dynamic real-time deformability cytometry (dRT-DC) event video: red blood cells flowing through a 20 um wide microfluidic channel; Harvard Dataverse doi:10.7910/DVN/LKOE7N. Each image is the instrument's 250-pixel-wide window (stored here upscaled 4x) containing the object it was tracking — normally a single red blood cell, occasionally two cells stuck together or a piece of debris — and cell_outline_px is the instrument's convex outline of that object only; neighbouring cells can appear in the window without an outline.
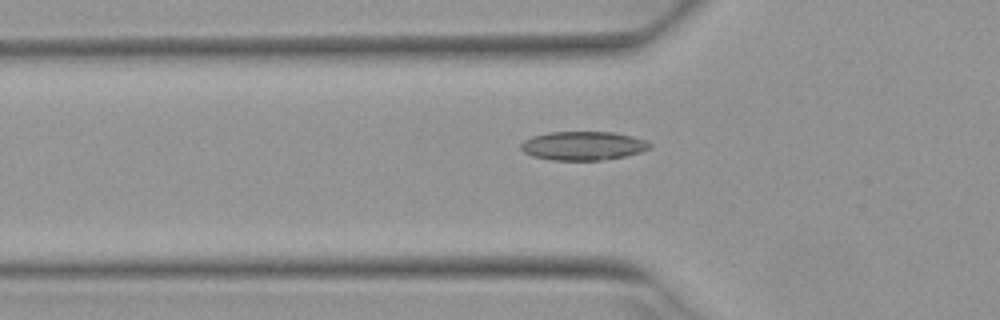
{"species": "Egyptian fruit bat (a non-hibernating species)", "species_latin": "Rousettus aegyptiacus", "temperature_condition": "warm", "stored_images_in_passage": 5, "segment_of_instrument_passage": [2, 2], "camera_frame_rate_fps": 3000, "um_per_image_px": 0.085, "animal": {"sex": "female"}, "frame": {"image": 1, "passage_image": 5, "time_ms": 1.333, "image_size_px": [1000, 320], "cell_outline_px": [[652, 148], [640, 152], [624, 156], [600, 160], [552, 160], [532, 156], [524, 152], [520, 148], [520, 144], [524, 140], [532, 136], [548, 132], [612, 132], [632, 136], [644, 140], [652, 144]], "centroid_in_image_um": [49.54, 12.39], "position_along_channel_um": 76.3, "area_um2": 21.62}}